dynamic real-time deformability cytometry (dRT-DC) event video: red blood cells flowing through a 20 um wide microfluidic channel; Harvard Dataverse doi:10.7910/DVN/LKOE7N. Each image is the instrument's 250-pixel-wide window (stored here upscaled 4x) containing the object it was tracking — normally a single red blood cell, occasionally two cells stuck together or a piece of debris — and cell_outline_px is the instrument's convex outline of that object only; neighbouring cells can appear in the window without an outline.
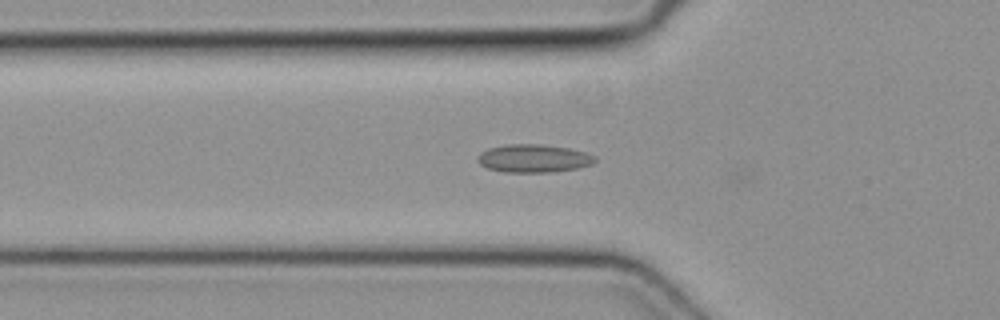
{"species": "common noctule bat (a hibernating species)", "species_latin": "Nyctalus noctula", "temperature_condition": "cold", "stored_images_in_passage": 39, "camera_frame_rate_fps": 3000, "um_per_image_px": 0.085, "animal": {"sex": "female", "body_mass_g": 19.3, "forearm_length_mm": 54.1}, "frame": {"image": 1, "passage_image": 6, "time_ms": 1.667, "image_size_px": [1000, 320], "cell_outline_px": [[596, 160], [592, 164], [576, 168], [552, 172], [504, 172], [488, 168], [480, 164], [476, 160], [476, 156], [480, 152], [488, 148], [508, 144], [540, 144], [568, 148], [584, 152], [596, 156]], "centroid_in_image_um": [45.32, 13.46], "position_along_channel_um": 80.5, "area_um2": 19.19}}
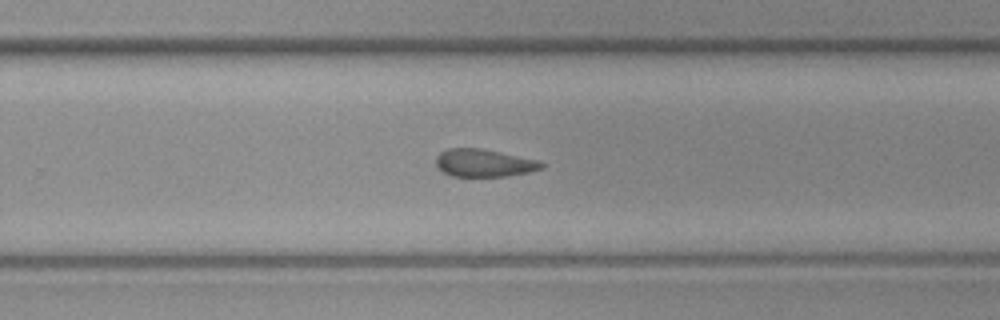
{"frame": {"image": 2, "passage_image": 21, "time_ms": 6.667, "image_size_px": [1000, 320], "cell_outline_px": [[544, 168], [528, 172], [508, 176], [448, 176], [436, 164], [436, 156], [440, 152], [448, 148], [480, 148], [540, 160], [544, 164]], "centroid_in_image_um": [41.15, 13.85], "position_along_channel_um": 288.6, "area_um2": 17.05}}
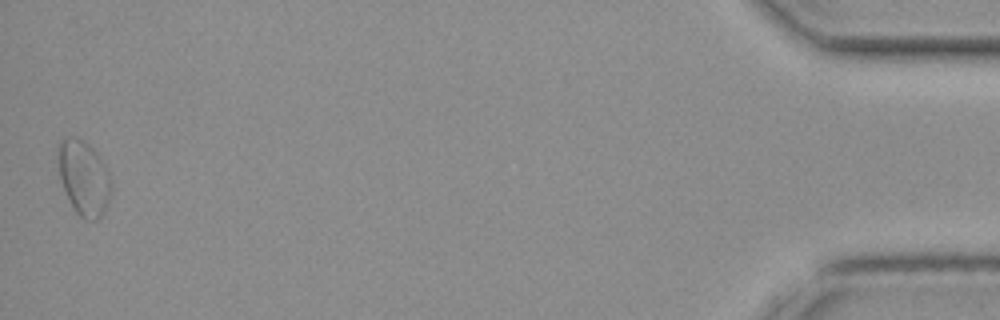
{"frame": {"image": 3, "passage_image": 38, "time_ms": 12.333, "image_size_px": [1000, 320], "cell_outline_px": [[112, 188], [104, 212], [96, 220], [84, 220], [76, 212], [60, 180], [56, 156], [56, 148], [60, 140], [64, 136], [76, 136], [88, 144], [96, 152], [108, 172], [112, 184]], "centroid_in_image_um": [7.08, 15.07], "position_along_channel_um": 428.1, "area_um2": 23.29}}